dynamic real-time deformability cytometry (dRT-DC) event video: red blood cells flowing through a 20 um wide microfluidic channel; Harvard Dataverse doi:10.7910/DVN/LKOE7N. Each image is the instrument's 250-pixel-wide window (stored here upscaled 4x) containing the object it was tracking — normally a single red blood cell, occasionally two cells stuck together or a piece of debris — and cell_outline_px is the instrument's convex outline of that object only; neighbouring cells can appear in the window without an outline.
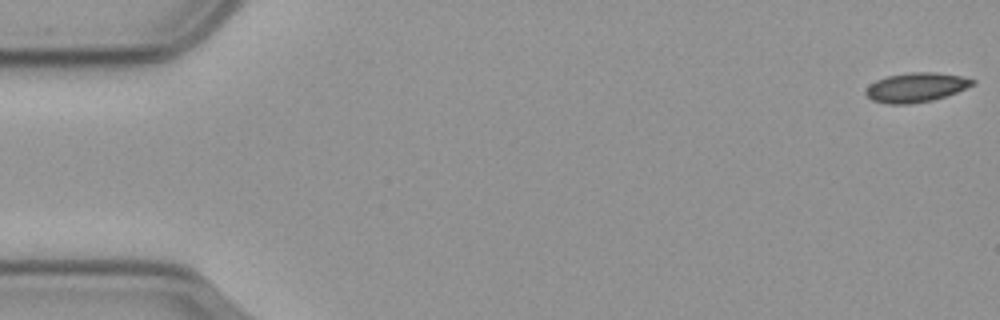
{"species": "common noctule bat (a hibernating species)", "species_latin": "Nyctalus noctula", "temperature_condition": "cold", "stored_images_in_passage": 14, "camera_frame_rate_fps": 3000, "um_per_image_px": 0.085, "animal": {"sex": "male", "body_mass_g": 23.1, "forearm_length_mm": 52.7}, "frame": {"image": 1, "passage_image": 1, "time_ms": 0.0, "image_size_px": [1000, 320], "cell_outline_px": [[976, 84], [956, 92], [932, 100], [908, 104], [888, 104], [872, 100], [864, 92], [876, 80], [888, 76], [908, 72], [936, 72], [960, 76], [976, 80]], "centroid_in_image_um": [77.88, 7.42], "position_along_channel_um": 7.1, "area_um2": 18.09}}